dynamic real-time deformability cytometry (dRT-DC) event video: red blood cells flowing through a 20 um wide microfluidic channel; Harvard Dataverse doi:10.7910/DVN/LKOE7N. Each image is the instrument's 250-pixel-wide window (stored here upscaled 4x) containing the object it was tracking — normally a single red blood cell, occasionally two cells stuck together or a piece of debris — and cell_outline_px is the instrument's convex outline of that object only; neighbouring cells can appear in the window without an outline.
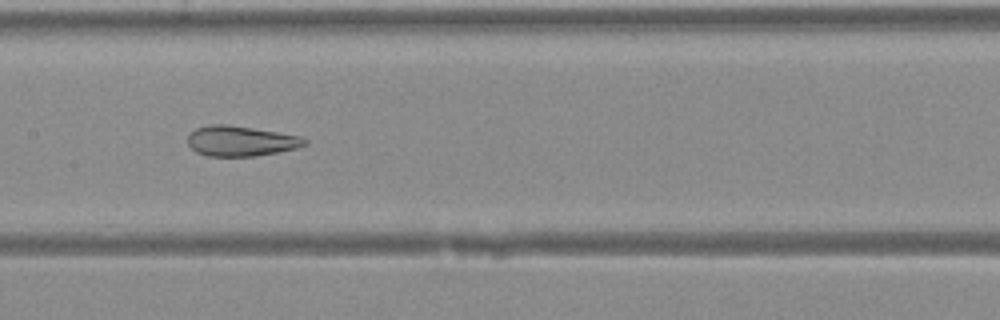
{"species": "Egyptian fruit bat (a non-hibernating species)", "species_latin": "Rousettus aegyptiacus", "temperature_condition": "warm", "stored_images_in_passage": 41, "camera_frame_rate_fps": 3000, "um_per_image_px": 0.085, "animal": {"sex": "female"}, "frame": {"image": 1, "passage_image": 20, "time_ms": 6.333, "image_size_px": [1000, 320], "cell_outline_px": [[308, 144], [296, 148], [256, 156], [208, 156], [196, 152], [188, 144], [188, 136], [196, 128], [208, 124], [228, 124], [300, 136], [308, 140]], "centroid_in_image_um": [20.45, 11.98], "position_along_channel_um": 186.9, "area_um2": 20.52}}
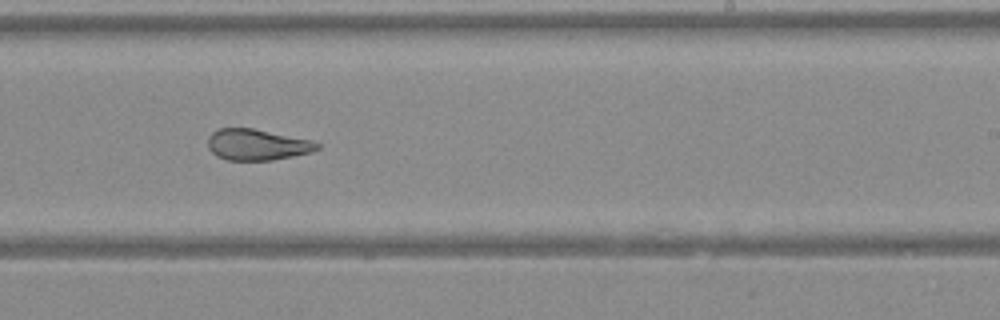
{"frame": {"image": 2, "passage_image": 25, "time_ms": 8.0, "image_size_px": [1000, 320], "cell_outline_px": [[320, 148], [312, 152], [272, 160], [228, 160], [216, 156], [208, 148], [208, 136], [212, 132], [220, 128], [252, 128], [312, 140], [320, 144]], "centroid_in_image_um": [21.85, 12.29], "position_along_channel_um": 267.2, "area_um2": 19.83}}
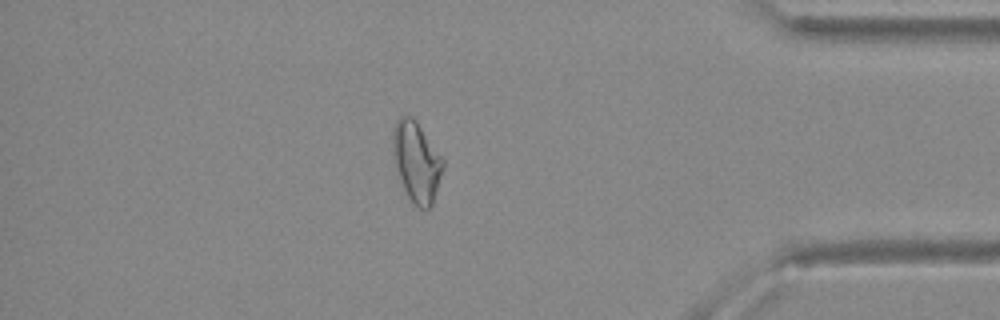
{"frame": {"image": 3, "passage_image": 35, "time_ms": 11.333, "image_size_px": [1000, 320], "cell_outline_px": [[444, 168], [432, 204], [428, 208], [420, 208], [408, 196], [404, 188], [396, 168], [392, 148], [392, 132], [396, 120], [400, 116], [412, 116], [416, 120], [444, 160]], "centroid_in_image_um": [35.4, 13.7], "position_along_channel_um": 399.8, "area_um2": 23.18}}